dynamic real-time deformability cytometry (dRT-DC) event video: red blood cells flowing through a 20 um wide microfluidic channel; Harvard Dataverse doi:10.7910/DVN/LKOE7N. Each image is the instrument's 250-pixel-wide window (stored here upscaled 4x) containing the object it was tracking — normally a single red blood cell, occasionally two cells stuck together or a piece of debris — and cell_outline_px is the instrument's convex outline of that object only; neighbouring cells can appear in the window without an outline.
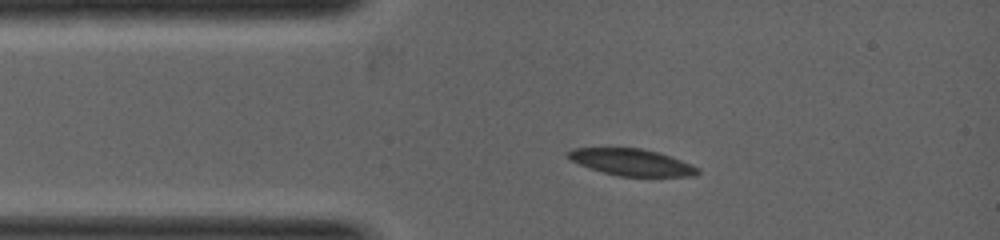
{"species": "common noctule bat (a hibernating species)", "species_latin": "Nyctalus noctula", "temperature_condition": "warm", "stored_images_in_passage": 2, "camera_frame_rate_fps": 5000, "um_per_image_px": 0.085, "animal": {"sex": "female", "body_mass_g": 19.0, "forearm_length_mm": 53.3}, "frame": {"image": 1, "passage_image": 2, "time_ms": 1.0, "image_size_px": [1000, 240], "cell_outline_px": [[700, 172], [692, 176], [620, 176], [604, 172], [580, 164], [572, 160], [568, 156], [568, 152], [576, 148], [640, 148], [656, 152], [680, 160], [700, 168]], "centroid_in_image_um": [53.73, 13.79], "position_along_channel_um": 31.3, "area_um2": 19.59}}